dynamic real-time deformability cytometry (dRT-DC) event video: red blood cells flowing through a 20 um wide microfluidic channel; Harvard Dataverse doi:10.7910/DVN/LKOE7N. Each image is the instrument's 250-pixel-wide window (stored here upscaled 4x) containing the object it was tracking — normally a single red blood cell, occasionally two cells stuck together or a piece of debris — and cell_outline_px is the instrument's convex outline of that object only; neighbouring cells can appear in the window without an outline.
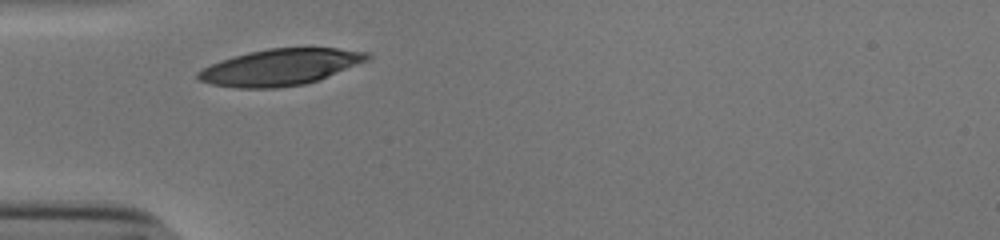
{"species": "human", "species_latin": "Homo sapiens", "temperature_condition": "cold", "stored_images_in_passage": 27, "camera_frame_rate_fps": 3000, "um_per_image_px": 0.085, "donor": {"sex": "male"}, "frame": {"image": 1, "passage_image": 1, "time_ms": 0.0, "image_size_px": [1000, 240], "cell_outline_px": [[372, 56], [368, 60], [316, 80], [304, 84], [276, 88], [240, 88], [212, 84], [200, 80], [196, 76], [196, 72], [220, 60], [248, 52], [268, 48], [336, 48], [368, 52]], "centroid_in_image_um": [23.8, 5.7], "position_along_channel_um": 61.2, "area_um2": 35.43}}
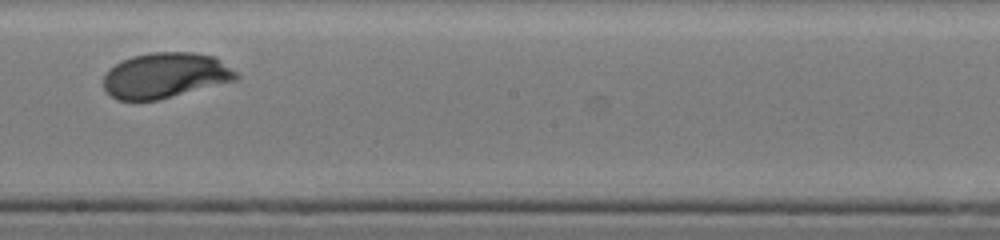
{"frame": {"image": 2, "passage_image": 15, "time_ms": 4.667, "image_size_px": [1000, 240], "cell_outline_px": [[240, 76], [236, 80], [160, 100], [116, 100], [104, 88], [104, 76], [108, 68], [132, 56], [152, 52], [192, 52], [216, 56], [236, 72]], "centroid_in_image_um": [14.06, 6.41], "position_along_channel_um": 234.1, "area_um2": 35.2}}
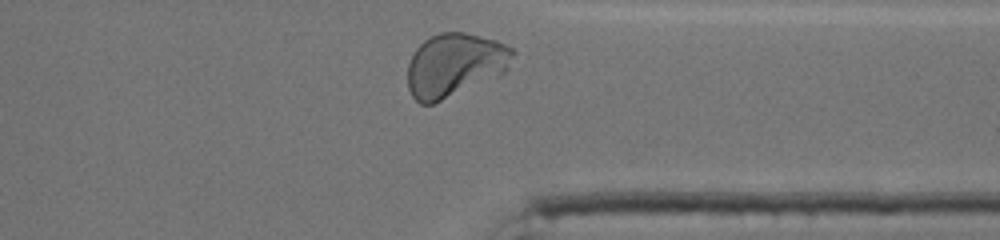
{"frame": {"image": 3, "passage_image": 26, "time_ms": 8.333, "image_size_px": [1000, 240], "cell_outline_px": [[516, 52], [508, 68], [500, 76], [432, 104], [420, 104], [412, 96], [408, 88], [408, 64], [416, 48], [428, 36], [440, 32], [464, 32], [496, 40], [512, 48]], "centroid_in_image_um": [38.66, 5.51], "position_along_channel_um": 372.7, "area_um2": 39.07}, "authors_computed_cell_mechanics": {"area_um2": 35.547, "velocity_mm_per_s": 3.8055, "shape_relaxation_time_tau1_ms": 1.9214, "shape_relaxation_time_tau2_ms": null, "deformation_change_tau1": 0.1376, "deformation_change_tau2": null}}